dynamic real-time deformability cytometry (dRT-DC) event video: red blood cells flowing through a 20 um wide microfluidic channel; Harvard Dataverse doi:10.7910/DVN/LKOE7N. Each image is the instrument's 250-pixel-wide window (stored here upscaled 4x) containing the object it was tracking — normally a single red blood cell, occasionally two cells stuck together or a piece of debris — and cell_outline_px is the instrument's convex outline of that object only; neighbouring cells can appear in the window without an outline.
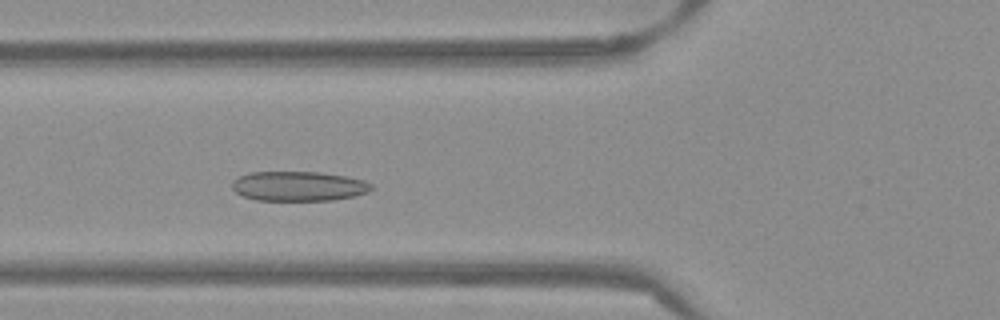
{"species": "Egyptian fruit bat (a non-hibernating species)", "species_latin": "Rousettus aegyptiacus", "temperature_condition": "warm", "stored_images_in_passage": 48, "camera_frame_rate_fps": 3000, "um_per_image_px": 0.085, "frame": {"image": 1, "passage_image": 15, "time_ms": 4.667, "image_size_px": [1000, 320], "cell_outline_px": [[376, 188], [368, 192], [352, 196], [332, 200], [256, 200], [244, 196], [236, 192], [232, 188], [232, 180], [248, 172], [320, 172], [344, 176], [364, 180], [372, 184]], "centroid_in_image_um": [25.39, 15.82], "position_along_channel_um": 100.4, "area_um2": 24.1}}
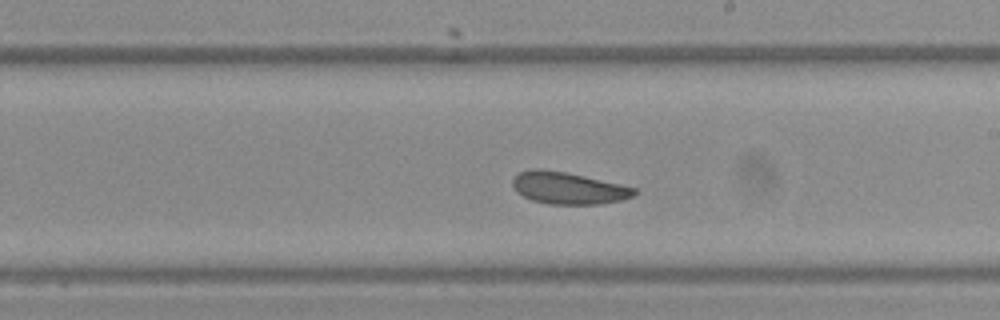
{"frame": {"image": 2, "passage_image": 26, "time_ms": 8.333, "image_size_px": [1000, 320], "cell_outline_px": [[640, 192], [624, 200], [600, 204], [548, 204], [532, 200], [516, 192], [512, 184], [512, 180], [520, 172], [532, 168], [540, 168], [564, 172], [584, 176], [620, 184], [636, 188]], "centroid_in_image_um": [48.32, 15.99], "position_along_channel_um": 240.7, "area_um2": 22.72}}
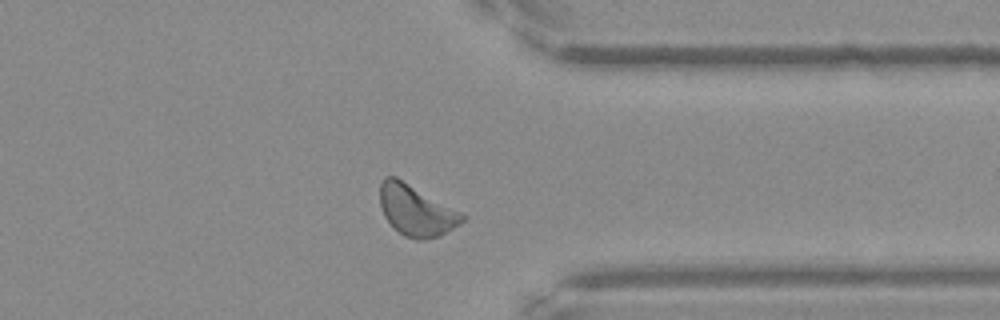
{"frame": {"image": 3, "passage_image": 37, "time_ms": 12.0, "image_size_px": [1000, 320], "cell_outline_px": [[468, 216], [460, 224], [436, 236], [424, 240], [416, 240], [404, 236], [384, 216], [380, 204], [380, 184], [384, 176], [396, 176], [464, 212]], "centroid_in_image_um": [35.4, 17.85], "position_along_channel_um": 376.0, "area_um2": 24.51}, "authors_computed_cell_mechanics": {"area_um2": 23.2934, "velocity_mm_per_s": 3.8216, "shape_relaxation_time_tau1_ms": 5.6448, "shape_relaxation_time_tau2_ms": 7.5737, "deformation_change_tau1": 0.1018, "deformation_change_tau2": 0.1559}}